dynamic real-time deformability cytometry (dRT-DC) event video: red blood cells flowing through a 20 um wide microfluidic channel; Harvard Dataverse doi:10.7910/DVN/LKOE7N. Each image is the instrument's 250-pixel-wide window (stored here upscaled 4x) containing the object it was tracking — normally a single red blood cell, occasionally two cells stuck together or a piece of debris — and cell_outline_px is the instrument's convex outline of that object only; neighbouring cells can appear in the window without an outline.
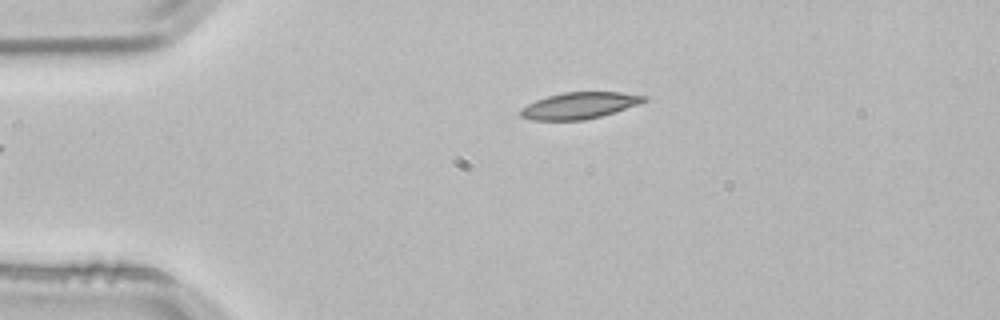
{"species": "common noctule bat (a hibernating species)", "species_latin": "Nyctalus noctula", "temperature_condition": "room temperature", "stored_images_in_passage": 2, "camera_frame_rate_fps": 3000, "um_per_image_px": 0.085, "animal": {"sex": "male", "body_mass_g": 21.5, "forearm_length_mm": 52.0}, "frame": {"image": 1, "passage_image": 1, "time_ms": 0.0, "image_size_px": [1000, 320], "cell_outline_px": [[648, 100], [600, 116], [584, 120], [532, 120], [520, 116], [520, 108], [536, 100], [548, 96], [564, 92], [620, 92], [648, 96]], "centroid_in_image_um": [49.21, 8.96], "position_along_channel_um": 35.8, "area_um2": 18.79}}